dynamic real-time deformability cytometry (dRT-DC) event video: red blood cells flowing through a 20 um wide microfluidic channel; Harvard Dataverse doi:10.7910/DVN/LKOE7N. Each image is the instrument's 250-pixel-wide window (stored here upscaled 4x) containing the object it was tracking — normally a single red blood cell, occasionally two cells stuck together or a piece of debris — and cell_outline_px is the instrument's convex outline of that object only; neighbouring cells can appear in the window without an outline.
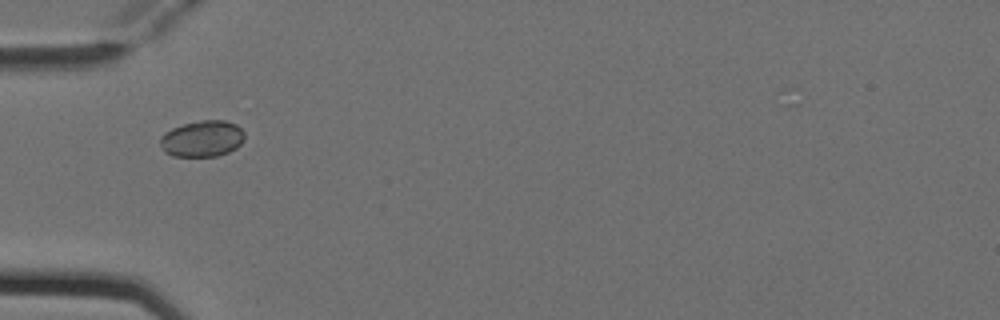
{"species": "Egyptian fruit bat (a non-hibernating species)", "species_latin": "Rousettus aegyptiacus", "temperature_condition": "cold", "stored_images_in_passage": 6, "camera_frame_rate_fps": 3000, "um_per_image_px": 0.085, "animal": {"sex": "female"}, "frame": {"image": 1, "passage_image": 4, "time_ms": 1.0, "image_size_px": [1000, 320], "cell_outline_px": [[244, 140], [236, 148], [228, 152], [216, 156], [172, 156], [164, 152], [160, 144], [160, 136], [164, 132], [172, 128], [184, 124], [200, 120], [224, 120], [236, 124], [244, 132]], "centroid_in_image_um": [17.18, 11.78], "position_along_channel_um": 67.8, "area_um2": 17.92}}
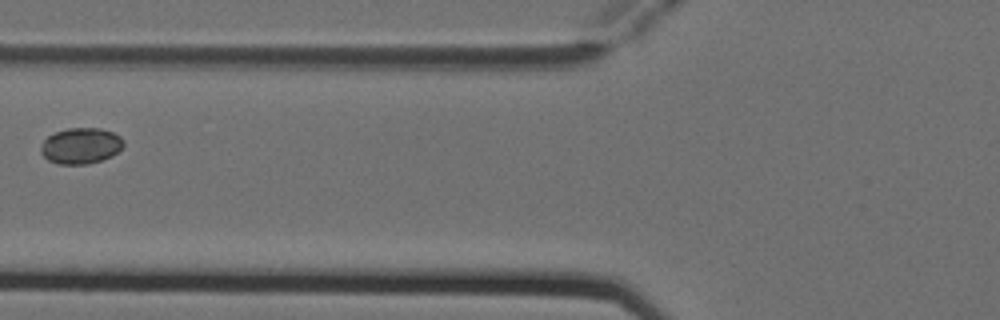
{"frame": {"image": 2, "passage_image": 5, "time_ms": 1.333, "image_size_px": [1000, 320], "cell_outline_px": [[124, 144], [112, 156], [88, 164], [60, 164], [48, 160], [40, 152], [40, 148], [44, 140], [48, 136], [56, 132], [68, 128], [100, 128], [112, 132], [120, 136], [124, 140]], "centroid_in_image_um": [6.86, 12.39], "position_along_channel_um": 118.9, "area_um2": 17.22}}
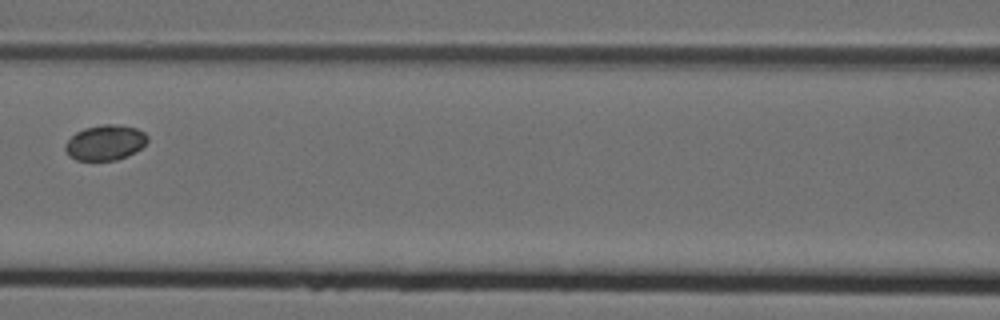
{"frame": {"image": 3, "passage_image": 6, "time_ms": 1.667, "image_size_px": [1000, 320], "cell_outline_px": [[148, 140], [136, 152], [128, 156], [116, 160], [76, 160], [68, 156], [64, 148], [64, 144], [76, 132], [84, 128], [104, 124], [120, 124], [136, 128], [144, 132], [148, 136]], "centroid_in_image_um": [8.94, 12.12], "position_along_channel_um": 157.7, "area_um2": 17.05}}